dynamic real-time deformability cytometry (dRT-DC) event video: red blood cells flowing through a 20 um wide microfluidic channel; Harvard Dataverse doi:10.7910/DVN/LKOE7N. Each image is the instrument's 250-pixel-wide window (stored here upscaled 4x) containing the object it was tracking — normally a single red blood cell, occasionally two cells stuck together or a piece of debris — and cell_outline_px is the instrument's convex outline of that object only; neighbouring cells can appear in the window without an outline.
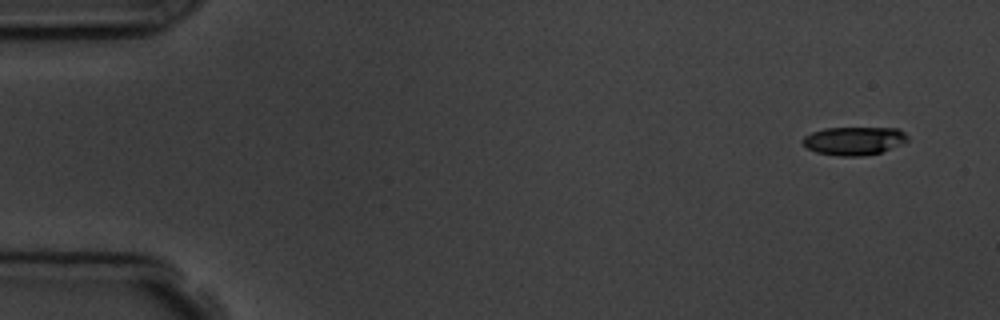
{"species": "common noctule bat (a hibernating species)", "species_latin": "Nyctalus noctula", "temperature_condition": "room temperature", "stored_images_in_passage": 3, "camera_frame_rate_fps": 3000, "um_per_image_px": 0.085, "animal": {"sex": "male", "body_mass_g": 19.5, "forearm_length_mm": 54.6}, "frame": {"image": 1, "passage_image": 1, "time_ms": 0.0, "image_size_px": [1000, 320], "cell_outline_px": [[908, 140], [900, 144], [880, 152], [860, 156], [840, 156], [816, 152], [808, 148], [804, 144], [804, 136], [812, 132], [824, 128], [896, 128], [904, 132], [908, 136]], "centroid_in_image_um": [72.59, 11.96], "position_along_channel_um": 12.4, "area_um2": 16.99}}